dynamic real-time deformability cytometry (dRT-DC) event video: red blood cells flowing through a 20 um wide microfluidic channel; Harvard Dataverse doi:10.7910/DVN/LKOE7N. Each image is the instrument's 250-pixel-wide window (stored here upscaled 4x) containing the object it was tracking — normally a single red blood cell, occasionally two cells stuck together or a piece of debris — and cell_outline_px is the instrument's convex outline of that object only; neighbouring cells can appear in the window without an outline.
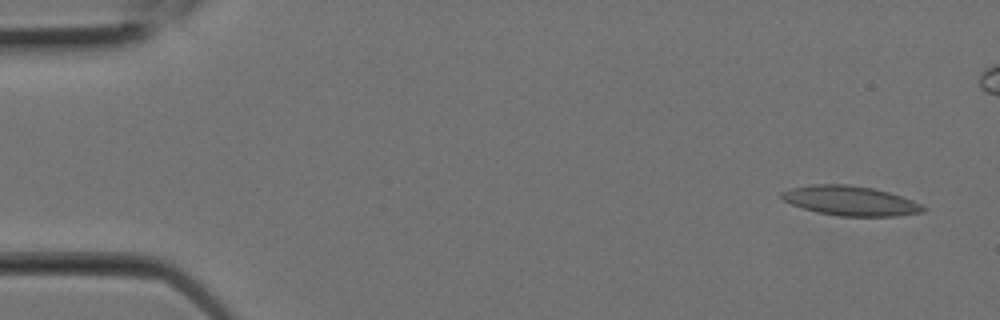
{"species": "Egyptian fruit bat (a non-hibernating species)", "species_latin": "Rousettus aegyptiacus", "temperature_condition": "room temperature", "stored_images_in_passage": 8, "segment_of_instrument_passage": [1, 2], "camera_frame_rate_fps": 3000, "um_per_image_px": 0.085, "animal": {"sex": "female"}, "frame": {"image": 1, "passage_image": 1, "time_ms": 0.0, "image_size_px": [1000, 320], "cell_outline_px": [[928, 208], [924, 212], [896, 216], [840, 216], [816, 212], [792, 204], [784, 200], [780, 196], [780, 192], [788, 188], [812, 184], [848, 184], [872, 188], [888, 192], [912, 200]], "centroid_in_image_um": [72.27, 17.06], "position_along_channel_um": 12.7, "area_um2": 24.45}}
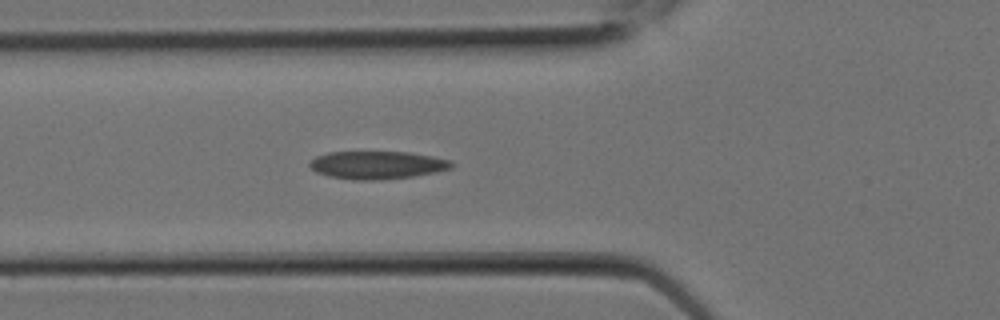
{"frame": {"image": 2, "passage_image": 7, "time_ms": 2.0, "image_size_px": [1000, 320], "cell_outline_px": [[456, 164], [452, 168], [436, 172], [412, 176], [376, 180], [356, 180], [328, 176], [316, 172], [308, 164], [316, 156], [328, 152], [408, 152], [432, 156], [452, 160]], "centroid_in_image_um": [32.09, 14.02], "position_along_channel_um": 93.7, "area_um2": 23.06}}